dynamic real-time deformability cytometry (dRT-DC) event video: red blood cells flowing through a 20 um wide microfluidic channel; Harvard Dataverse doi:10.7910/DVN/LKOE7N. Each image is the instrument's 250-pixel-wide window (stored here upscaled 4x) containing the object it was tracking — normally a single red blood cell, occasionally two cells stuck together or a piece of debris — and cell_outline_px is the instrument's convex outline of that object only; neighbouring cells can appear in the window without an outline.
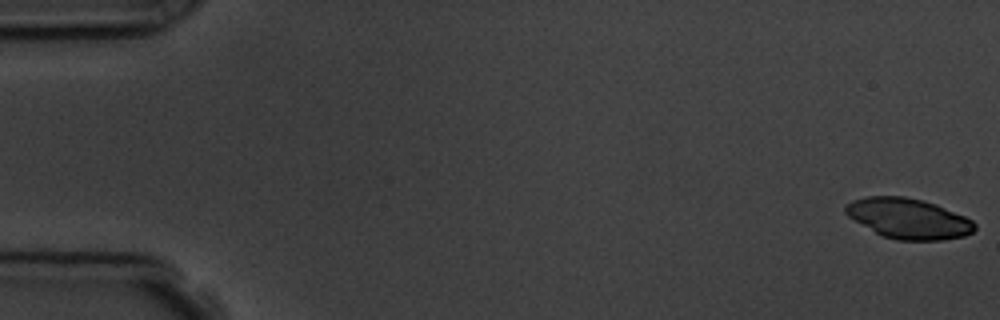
{"species": "common noctule bat (a hibernating species)", "species_latin": "Nyctalus noctula", "temperature_condition": "room temperature", "stored_images_in_passage": 6, "camera_frame_rate_fps": 3000, "um_per_image_px": 0.085, "animal": {"sex": "male", "body_mass_g": 19.5, "forearm_length_mm": 54.6}, "frame": {"image": 1, "passage_image": 1, "time_ms": 0.0, "image_size_px": [1000, 320], "cell_outline_px": [[976, 228], [972, 232], [964, 236], [944, 240], [896, 240], [880, 236], [848, 216], [844, 212], [844, 204], [852, 200], [868, 196], [904, 196], [924, 200], [936, 204], [964, 216], [972, 220], [976, 224]], "centroid_in_image_um": [77.19, 18.57], "position_along_channel_um": 7.8, "area_um2": 30.58}}